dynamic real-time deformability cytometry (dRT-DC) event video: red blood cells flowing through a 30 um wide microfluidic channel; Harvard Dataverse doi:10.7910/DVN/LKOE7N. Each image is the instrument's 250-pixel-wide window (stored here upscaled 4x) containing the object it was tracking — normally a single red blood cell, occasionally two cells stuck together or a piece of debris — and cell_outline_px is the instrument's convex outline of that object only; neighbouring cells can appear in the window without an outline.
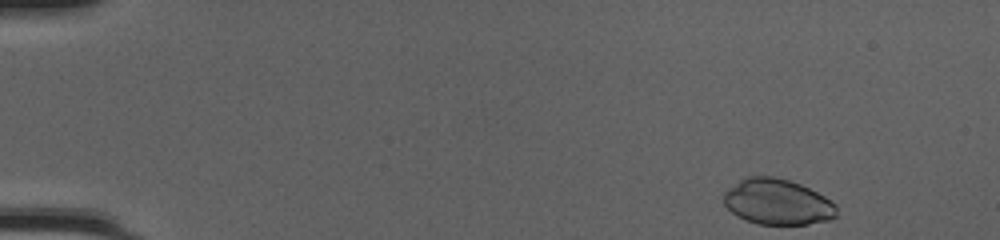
{"species": "common noctule bat (a hibernating species)", "species_latin": "Nyctalus noctula", "temperature_condition": "cold", "stored_images_in_passage": 46, "camera_frame_rate_fps": 3000, "um_per_image_px": 0.085, "animal": {"sex": "female", "body_mass_g": 20.0, "forearm_length_mm": 54.0}, "frame": {"image": 1, "passage_image": 1, "time_ms": 0.0, "image_size_px": [1000, 240], "cell_outline_px": [[836, 216], [828, 220], [808, 224], [756, 224], [736, 216], [724, 204], [724, 192], [728, 188], [744, 176], [772, 176], [788, 180], [800, 184], [824, 196], [836, 204]], "centroid_in_image_um": [66.05, 17.16], "position_along_channel_um": 18.9, "area_um2": 30.06}}
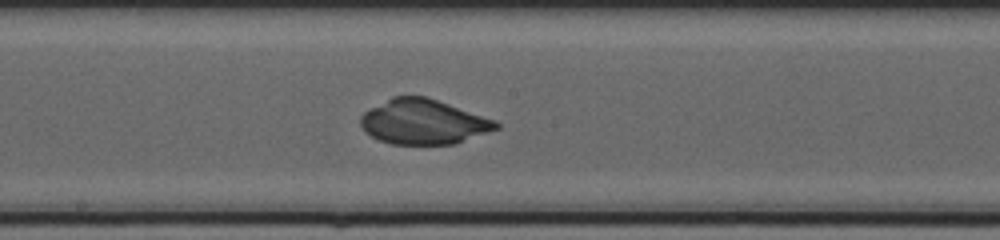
{"frame": {"image": 2, "passage_image": 24, "time_ms": 7.667, "image_size_px": [1000, 240], "cell_outline_px": [[500, 128], [456, 144], [392, 144], [380, 140], [364, 132], [360, 124], [360, 116], [368, 108], [392, 96], [428, 96], [496, 120], [500, 124]], "centroid_in_image_um": [35.99, 10.34], "position_along_channel_um": 212.2, "area_um2": 35.84}}
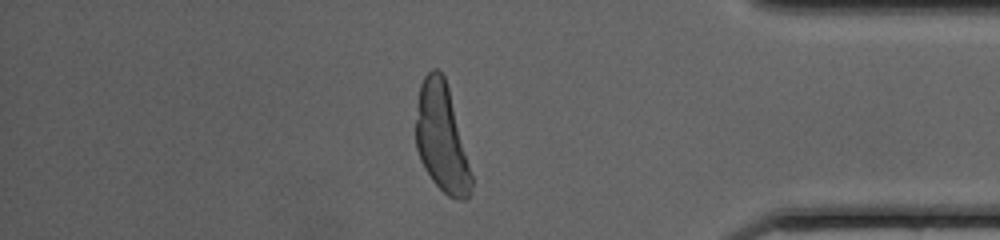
{"frame": {"image": 3, "passage_image": 39, "time_ms": 12.667, "image_size_px": [1000, 240], "cell_outline_px": [[472, 192], [464, 200], [456, 200], [448, 196], [432, 180], [424, 168], [420, 160], [416, 148], [416, 120], [420, 84], [424, 76], [432, 68], [440, 68], [444, 76], [448, 88], [472, 176]], "centroid_in_image_um": [37.52, 11.74], "position_along_channel_um": 397.7, "area_um2": 34.62}}